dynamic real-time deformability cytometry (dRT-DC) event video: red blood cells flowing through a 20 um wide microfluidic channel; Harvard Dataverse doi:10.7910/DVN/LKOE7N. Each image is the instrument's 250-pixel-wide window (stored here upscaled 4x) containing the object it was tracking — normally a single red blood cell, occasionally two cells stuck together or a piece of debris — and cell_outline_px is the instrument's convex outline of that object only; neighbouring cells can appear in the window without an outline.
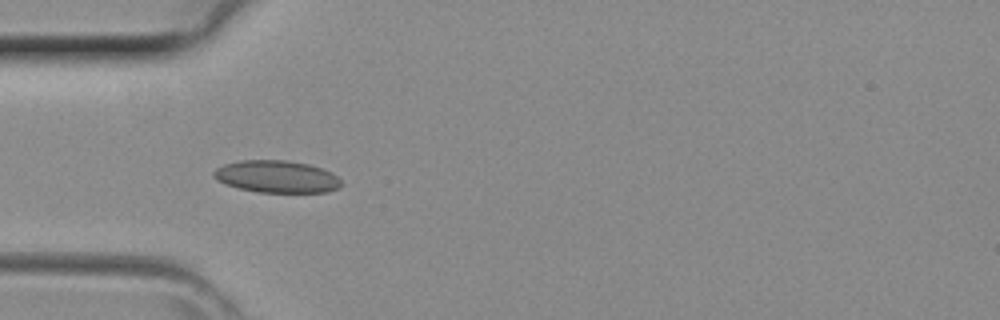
{"species": "common noctule bat (a hibernating species)", "species_latin": "Nyctalus noctula", "temperature_condition": "room temperature", "stored_images_in_passage": 25, "camera_frame_rate_fps": 3000, "um_per_image_px": 0.085, "animal": {"sex": "female", "body_mass_g": 29.2, "forearm_length_mm": 56.3}, "frame": {"image": 1, "passage_image": 3, "time_ms": 0.667, "image_size_px": [1000, 320], "cell_outline_px": [[340, 184], [336, 188], [328, 192], [256, 192], [224, 184], [216, 180], [212, 176], [212, 172], [216, 168], [224, 164], [240, 160], [288, 160], [308, 164], [332, 172], [340, 180]], "centroid_in_image_um": [23.46, 15.0], "position_along_channel_um": 61.5, "area_um2": 23.93}}
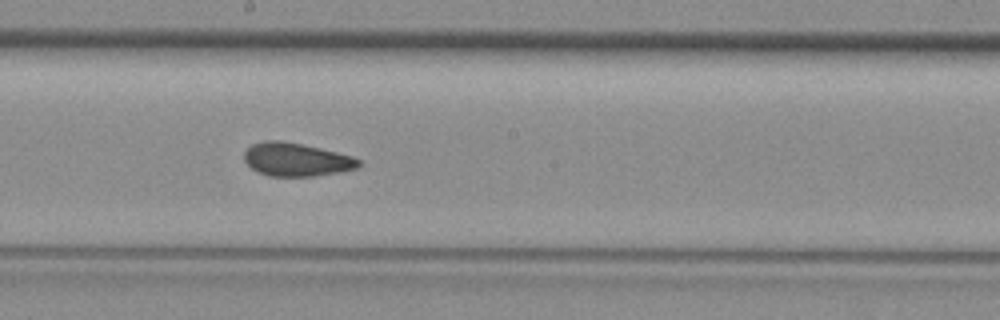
{"frame": {"image": 2, "passage_image": 13, "time_ms": 4.0, "image_size_px": [1000, 320], "cell_outline_px": [[360, 164], [356, 168], [340, 172], [312, 176], [268, 176], [256, 172], [244, 160], [244, 152], [252, 144], [264, 140], [280, 140], [320, 148], [352, 156], [360, 160]], "centroid_in_image_um": [25.15, 13.56], "position_along_channel_um": 223.0, "area_um2": 22.14}}
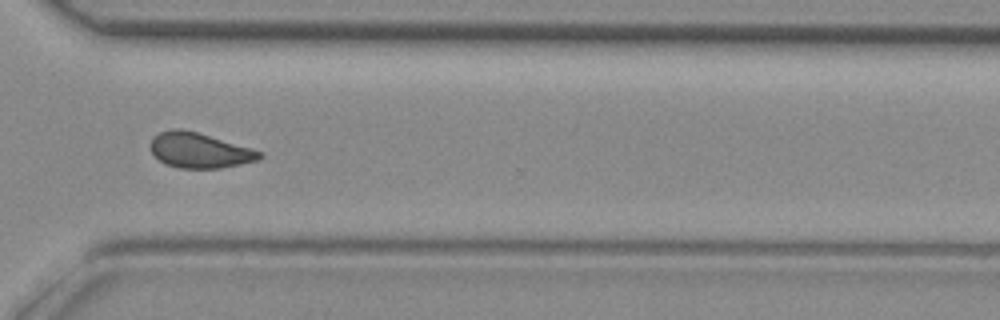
{"frame": {"image": 3, "passage_image": 21, "time_ms": 6.667, "image_size_px": [1000, 320], "cell_outline_px": [[264, 156], [256, 160], [240, 164], [220, 168], [180, 168], [164, 164], [152, 152], [152, 140], [160, 132], [172, 128], [180, 128], [196, 132], [252, 148], [264, 152]], "centroid_in_image_um": [16.99, 12.78], "position_along_channel_um": 353.6, "area_um2": 22.08}}